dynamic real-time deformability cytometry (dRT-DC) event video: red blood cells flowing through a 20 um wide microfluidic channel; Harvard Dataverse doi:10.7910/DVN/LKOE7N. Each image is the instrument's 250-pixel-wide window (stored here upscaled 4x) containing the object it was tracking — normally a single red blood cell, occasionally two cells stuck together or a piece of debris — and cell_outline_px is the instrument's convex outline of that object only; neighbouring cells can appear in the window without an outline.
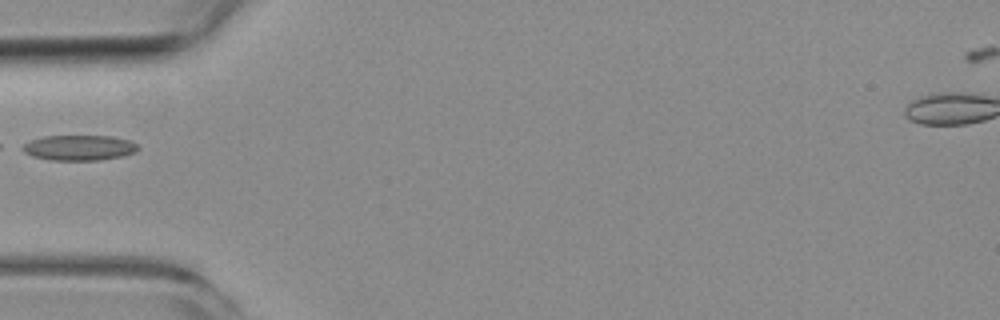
{"species": "common noctule bat (a hibernating species)", "species_latin": "Nyctalus noctula", "temperature_condition": "room temperature", "stored_images_in_passage": 3, "camera_frame_rate_fps": 3000, "um_per_image_px": 0.085, "animal": {"sex": "female", "body_mass_g": 19.3, "forearm_length_mm": 54.1}, "frame": {"image": 1, "passage_image": 3, "time_ms": 2.333, "image_size_px": [1000, 320], "cell_outline_px": [[140, 148], [136, 152], [120, 156], [100, 160], [52, 160], [32, 156], [16, 148], [32, 140], [44, 136], [112, 136], [128, 140], [136, 144]], "centroid_in_image_um": [6.69, 12.56], "position_along_channel_um": 78.3, "area_um2": 17.05}}